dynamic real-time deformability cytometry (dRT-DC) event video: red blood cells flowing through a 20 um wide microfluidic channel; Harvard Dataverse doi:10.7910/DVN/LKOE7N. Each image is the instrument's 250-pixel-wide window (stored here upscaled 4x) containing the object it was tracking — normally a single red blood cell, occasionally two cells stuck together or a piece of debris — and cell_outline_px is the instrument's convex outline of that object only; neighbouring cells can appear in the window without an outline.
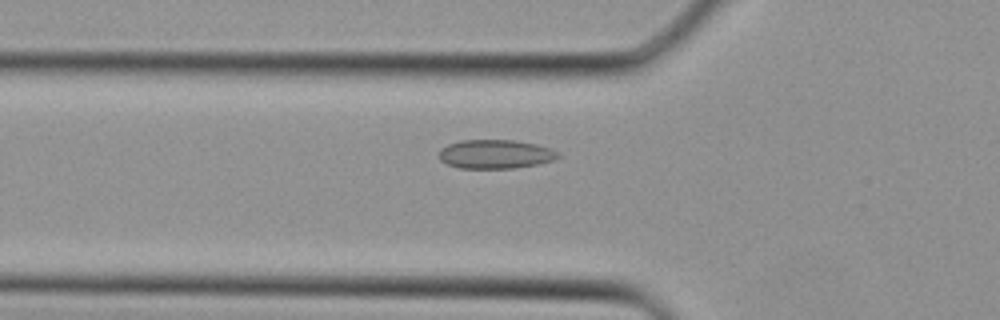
{"species": "Egyptian fruit bat (a non-hibernating species)", "species_latin": "Rousettus aegyptiacus", "temperature_condition": "cold", "stored_images_in_passage": 23, "camera_frame_rate_fps": 3000, "um_per_image_px": 0.085, "animal": {"sex": "female"}, "frame": {"image": 1, "passage_image": 2, "time_ms": 0.333, "image_size_px": [1000, 320], "cell_outline_px": [[560, 156], [556, 160], [516, 168], [460, 168], [448, 164], [440, 160], [440, 148], [448, 144], [460, 140], [516, 140], [536, 144], [552, 148], [560, 152]], "centroid_in_image_um": [42.15, 13.09], "position_along_channel_um": 83.6, "area_um2": 20.23}}
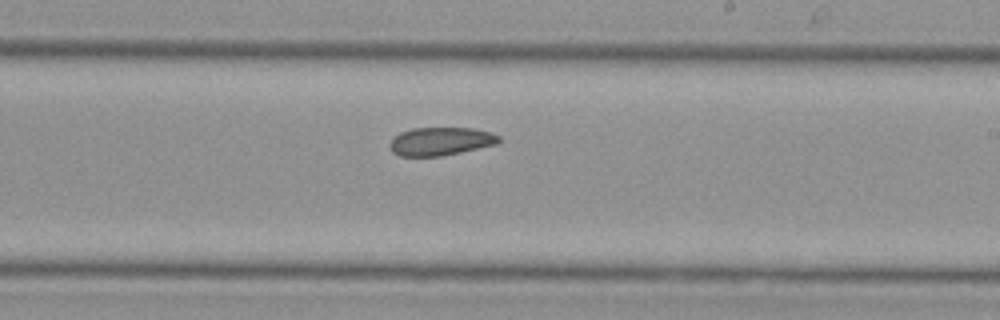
{"frame": {"image": 2, "passage_image": 11, "time_ms": 3.333, "image_size_px": [1000, 320], "cell_outline_px": [[500, 144], [440, 156], [400, 156], [392, 152], [388, 144], [400, 132], [412, 128], [472, 128], [492, 132], [500, 136]], "centroid_in_image_um": [37.48, 12.01], "position_along_channel_um": 251.5, "area_um2": 18.03}}
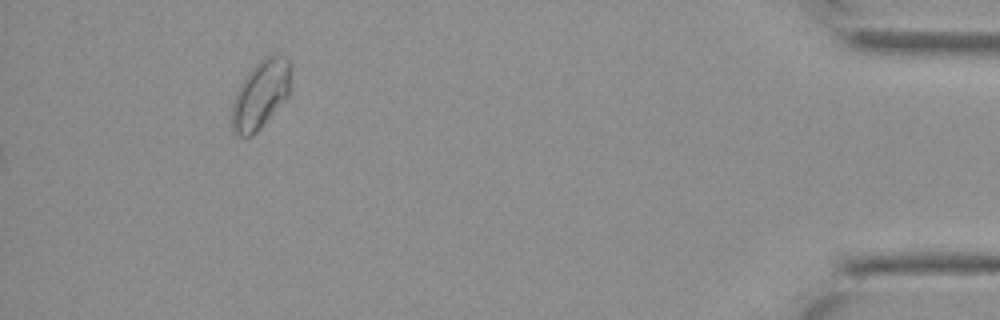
{"frame": {"image": 3, "passage_image": 23, "time_ms": 7.333, "image_size_px": [1000, 320], "cell_outline_px": [[292, 68], [288, 96], [260, 128], [252, 136], [236, 136], [232, 132], [232, 104], [236, 92], [244, 76], [260, 60], [272, 52], [276, 52], [288, 56], [292, 64]], "centroid_in_image_um": [22.18, 7.96], "position_along_channel_um": 413.0, "area_um2": 23.93}}